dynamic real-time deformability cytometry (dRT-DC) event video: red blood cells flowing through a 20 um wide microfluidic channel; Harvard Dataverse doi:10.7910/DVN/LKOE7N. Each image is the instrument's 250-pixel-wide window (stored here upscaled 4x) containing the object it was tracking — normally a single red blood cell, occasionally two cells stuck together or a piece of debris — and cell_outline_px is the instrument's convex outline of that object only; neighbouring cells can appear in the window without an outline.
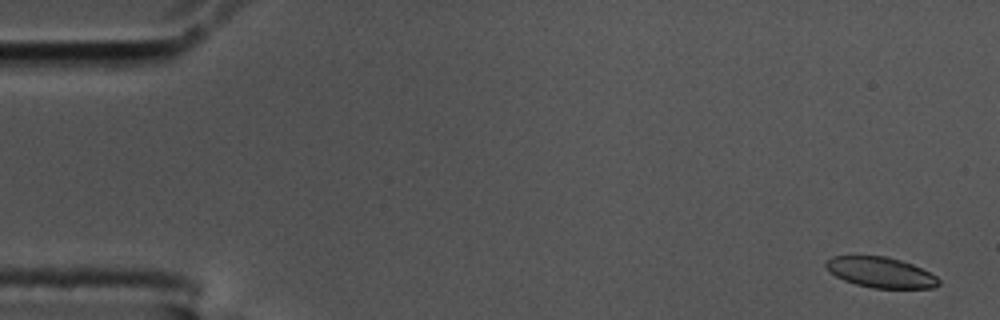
{"species": "common noctule bat (a hibernating species)", "species_latin": "Nyctalus noctula", "temperature_condition": "cold", "stored_images_in_passage": 57, "camera_frame_rate_fps": 3000, "um_per_image_px": 0.085, "animal": {"sex": "male", "body_mass_g": 17.5, "forearm_length_mm": 52.3}, "frame": {"image": 1, "passage_image": 3, "time_ms": 0.667, "image_size_px": [1000, 320], "cell_outline_px": [[940, 284], [932, 288], [872, 288], [856, 284], [844, 280], [836, 276], [824, 264], [824, 260], [832, 256], [884, 256], [900, 260], [912, 264], [936, 276], [940, 280]], "centroid_in_image_um": [74.85, 23.15], "position_along_channel_um": 10.2, "area_um2": 19.88}}
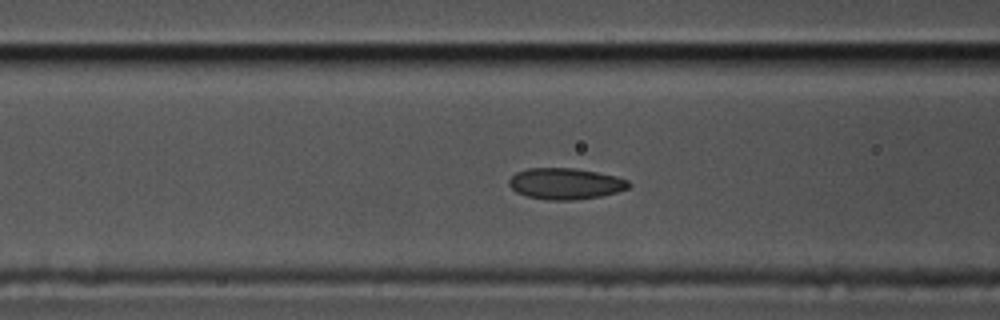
{"frame": {"image": 2, "passage_image": 23, "time_ms": 7.333, "image_size_px": [1000, 320], "cell_outline_px": [[632, 184], [628, 188], [616, 192], [600, 196], [572, 200], [548, 200], [528, 196], [516, 192], [508, 184], [508, 180], [516, 172], [528, 168], [576, 168], [616, 176], [628, 180]], "centroid_in_image_um": [48.06, 15.6], "position_along_channel_um": 118.5, "area_um2": 21.73}}
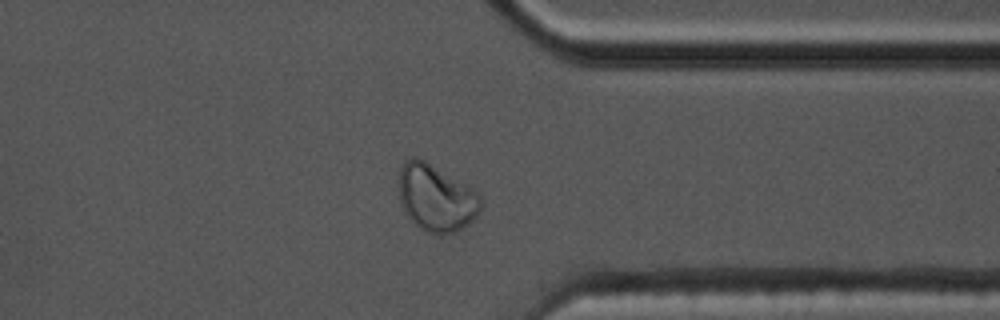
{"frame": {"image": 3, "passage_image": 45, "time_ms": 14.667, "image_size_px": [1000, 320], "cell_outline_px": [[480, 208], [476, 216], [468, 224], [452, 232], [440, 236], [428, 232], [420, 228], [408, 216], [400, 200], [400, 168], [412, 156], [424, 160], [472, 188], [480, 196]], "centroid_in_image_um": [37.07, 16.84], "position_along_channel_um": 374.3, "area_um2": 31.15}, "authors_computed_cell_mechanics": {"area_um2": 21.675, "velocity_mm_per_s": 3.5395, "shape_relaxation_time_tau1_ms": 10.724, "shape_relaxation_time_tau2_ms": 1.3407, "deformation_change_tau1": 0.1741, "deformation_change_tau2": 0.062}}